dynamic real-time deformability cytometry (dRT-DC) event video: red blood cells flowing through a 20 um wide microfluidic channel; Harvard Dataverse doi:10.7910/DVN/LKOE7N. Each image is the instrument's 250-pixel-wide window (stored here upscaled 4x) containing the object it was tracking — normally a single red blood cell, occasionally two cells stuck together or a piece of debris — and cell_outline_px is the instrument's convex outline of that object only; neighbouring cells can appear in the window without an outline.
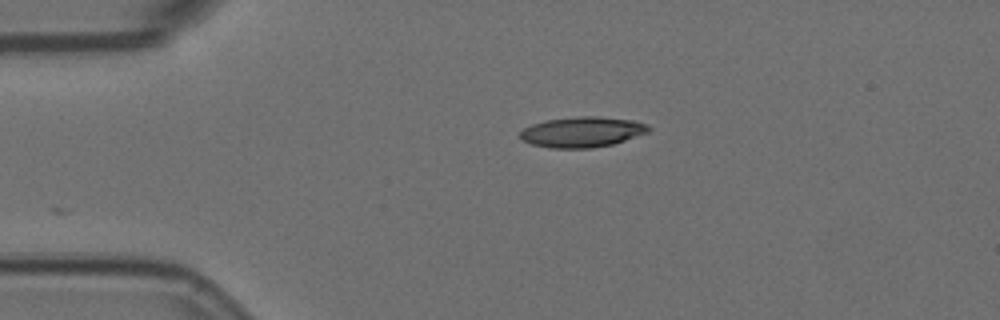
{"species": "Egyptian fruit bat (a non-hibernating species)", "species_latin": "Rousettus aegyptiacus", "temperature_condition": "room temperature", "stored_images_in_passage": 45, "camera_frame_rate_fps": 3000, "um_per_image_px": 0.085, "animal": {"sex": "female"}, "frame": {"image": 1, "passage_image": 1, "time_ms": 0.0, "image_size_px": [1000, 320], "cell_outline_px": [[652, 128], [648, 132], [612, 144], [592, 148], [548, 148], [532, 144], [524, 140], [520, 136], [520, 132], [524, 128], [532, 124], [544, 120], [576, 116], [596, 116], [636, 120], [648, 124]], "centroid_in_image_um": [49.5, 11.2], "position_along_channel_um": 35.5, "area_um2": 22.89}}
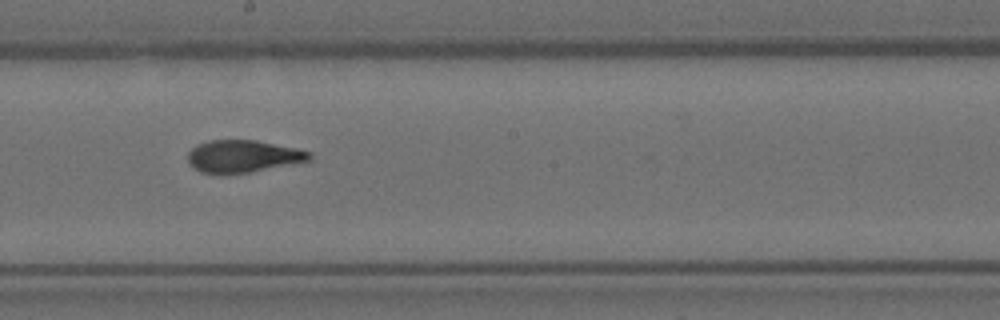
{"frame": {"image": 2, "passage_image": 20, "time_ms": 6.333, "image_size_px": [1000, 320], "cell_outline_px": [[312, 160], [248, 172], [224, 176], [220, 176], [200, 172], [188, 164], [188, 152], [196, 144], [208, 140], [256, 140], [296, 148], [312, 152]], "centroid_in_image_um": [20.6, 13.3], "position_along_channel_um": 227.6, "area_um2": 23.35}}
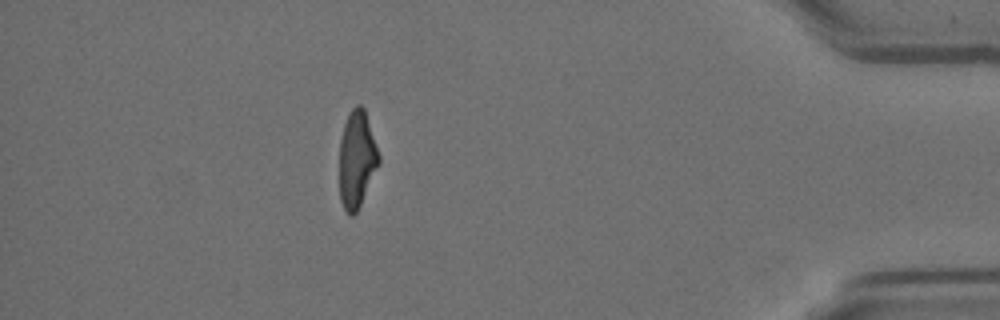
{"frame": {"image": 3, "passage_image": 39, "time_ms": 12.667, "image_size_px": [1000, 320], "cell_outline_px": [[380, 164], [356, 212], [352, 216], [348, 216], [340, 200], [340, 140], [344, 124], [348, 112], [356, 104], [360, 104], [364, 108], [380, 156]], "centroid_in_image_um": [30.33, 13.52], "position_along_channel_um": 404.9, "area_um2": 22.25}, "authors_computed_cell_mechanics": {"area_um2": 23.3512, "velocity_mm_per_s": 3.5881, "shape_relaxation_time_tau1_ms": 6.0174, "shape_relaxation_time_tau2_ms": 1.9733, "deformation_change_tau1": 0.2024, "deformation_change_tau2": 0.0847}}